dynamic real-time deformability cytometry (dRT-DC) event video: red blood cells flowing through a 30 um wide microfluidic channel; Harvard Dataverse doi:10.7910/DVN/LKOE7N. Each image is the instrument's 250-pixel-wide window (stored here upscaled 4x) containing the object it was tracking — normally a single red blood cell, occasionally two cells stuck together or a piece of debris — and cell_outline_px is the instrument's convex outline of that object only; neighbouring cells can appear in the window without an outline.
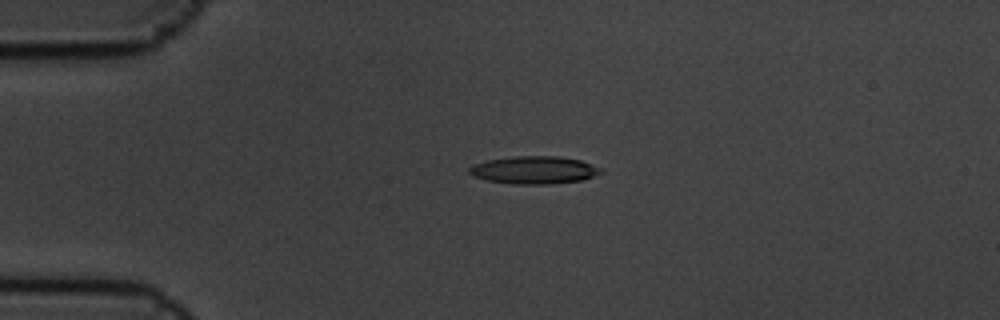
{"species": "common noctule bat (a hibernating species)", "species_latin": "Nyctalus noctula", "temperature_condition": "cold", "stored_images_in_passage": 2, "camera_frame_rate_fps": 3000, "um_per_image_px": 0.085, "animal": {"sex": "male", "body_mass_g": 19.5, "forearm_length_mm": 54.6}, "frame": {"image": 1, "passage_image": 1, "time_ms": 0.0, "image_size_px": [1000, 320], "cell_outline_px": [[604, 172], [584, 180], [552, 184], [516, 184], [488, 180], [472, 176], [468, 172], [468, 168], [472, 164], [488, 160], [516, 156], [560, 156], [580, 160], [604, 168]], "centroid_in_image_um": [45.44, 14.45], "position_along_channel_um": 39.6, "area_um2": 21.44}}